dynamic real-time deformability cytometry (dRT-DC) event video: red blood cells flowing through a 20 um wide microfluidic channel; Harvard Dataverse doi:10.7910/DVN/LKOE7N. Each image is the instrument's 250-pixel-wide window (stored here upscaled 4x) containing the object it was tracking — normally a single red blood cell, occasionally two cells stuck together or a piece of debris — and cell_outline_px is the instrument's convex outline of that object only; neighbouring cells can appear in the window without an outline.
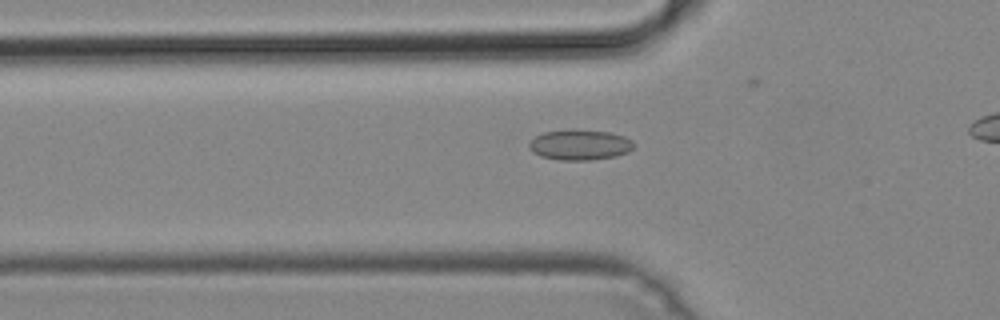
{"species": "common noctule bat (a hibernating species)", "species_latin": "Nyctalus noctula", "temperature_condition": "cold", "stored_images_in_passage": 31, "segment_of_instrument_passage": [1, 2], "camera_frame_rate_fps": 3000, "um_per_image_px": 0.085, "animal": {"sex": "male", "body_mass_g": 19.2, "forearm_length_mm": 51.8}, "frame": {"image": 1, "passage_image": 7, "time_ms": 2.0, "image_size_px": [1000, 320], "cell_outline_px": [[636, 144], [628, 152], [616, 156], [592, 160], [560, 160], [540, 156], [532, 152], [528, 148], [528, 144], [536, 136], [544, 132], [572, 128], [576, 128], [612, 132], [624, 136], [632, 140]], "centroid_in_image_um": [49.3, 12.29], "position_along_channel_um": 76.5, "area_um2": 19.02}}
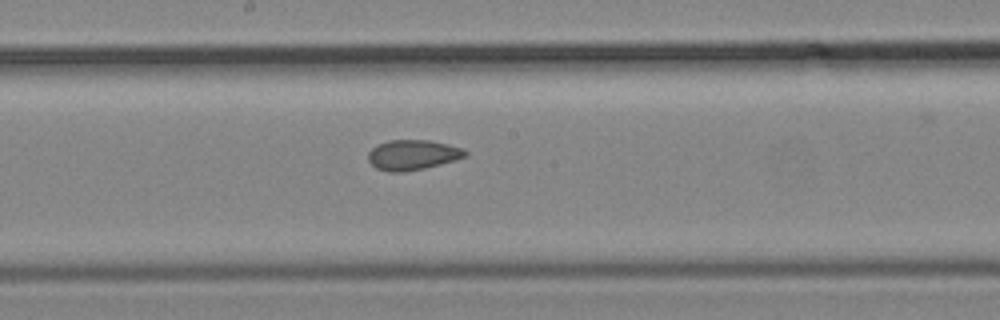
{"frame": {"image": 2, "passage_image": 17, "time_ms": 5.333, "image_size_px": [1000, 320], "cell_outline_px": [[468, 156], [456, 160], [424, 168], [404, 172], [388, 172], [376, 168], [368, 160], [368, 152], [376, 144], [388, 140], [428, 140], [448, 144], [464, 148], [468, 152]], "centroid_in_image_um": [35.08, 13.16], "position_along_channel_um": 213.1, "area_um2": 17.22}}
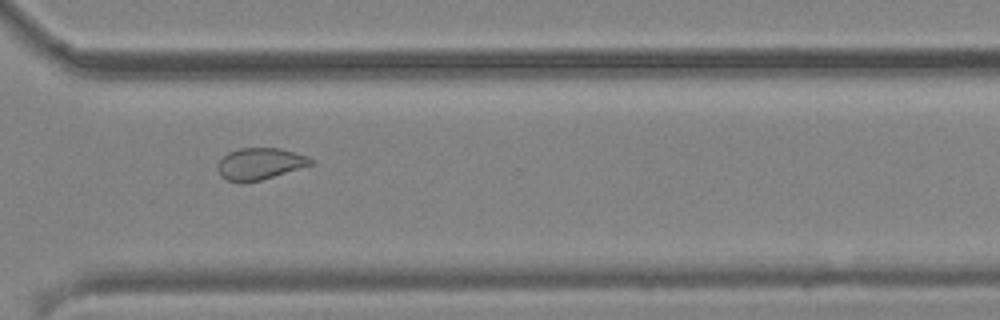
{"frame": {"image": 3, "passage_image": 27, "time_ms": 8.667, "image_size_px": [1000, 320], "cell_outline_px": [[312, 164], [260, 180], [244, 184], [240, 184], [228, 180], [220, 176], [216, 168], [220, 160], [228, 152], [240, 148], [280, 148], [304, 156], [312, 160]], "centroid_in_image_um": [21.99, 13.94], "position_along_channel_um": 348.6, "area_um2": 16.99}}